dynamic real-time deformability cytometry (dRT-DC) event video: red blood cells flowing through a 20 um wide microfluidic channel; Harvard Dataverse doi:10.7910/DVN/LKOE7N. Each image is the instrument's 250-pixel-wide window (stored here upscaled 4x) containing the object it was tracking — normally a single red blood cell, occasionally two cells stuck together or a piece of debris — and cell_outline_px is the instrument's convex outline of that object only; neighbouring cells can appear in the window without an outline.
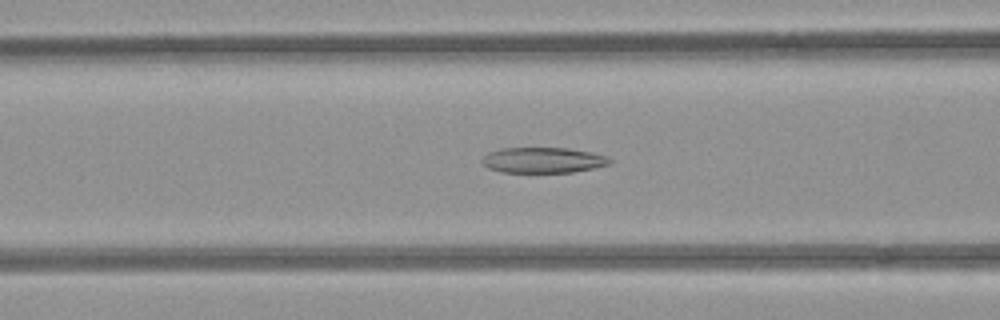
{"species": "common noctule bat (a hibernating species)", "species_latin": "Nyctalus noctula", "temperature_condition": "room temperature", "stored_images_in_passage": 52, "camera_frame_rate_fps": 3000, "um_per_image_px": 0.085, "animal": {"sex": "female", "body_mass_g": 21.9}, "frame": {"image": 1, "passage_image": 20, "time_ms": 6.333, "image_size_px": [1000, 320], "cell_outline_px": [[612, 160], [608, 164], [592, 168], [572, 172], [500, 172], [488, 168], [480, 160], [488, 152], [500, 148], [568, 148], [592, 152], [604, 156]], "centroid_in_image_um": [46.1, 13.6], "position_along_channel_um": 120.5, "area_um2": 18.9}}
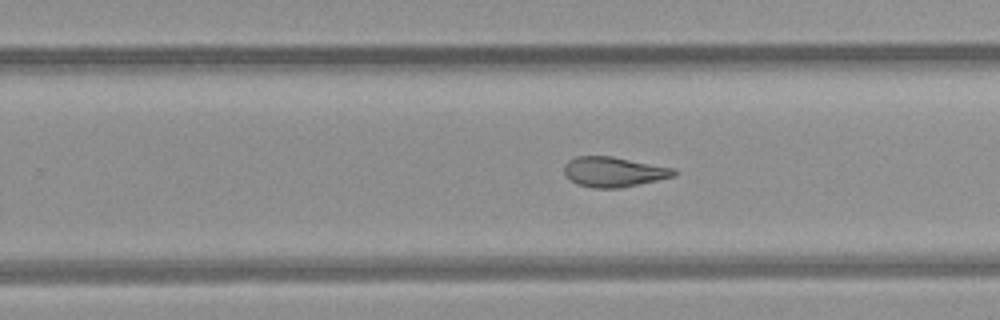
{"frame": {"image": 2, "passage_image": 32, "time_ms": 10.333, "image_size_px": [1000, 320], "cell_outline_px": [[680, 172], [676, 176], [620, 188], [592, 188], [576, 184], [564, 176], [564, 164], [568, 160], [576, 156], [612, 156], [676, 168]], "centroid_in_image_um": [52.18, 14.61], "position_along_channel_um": 277.6, "area_um2": 19.59}}
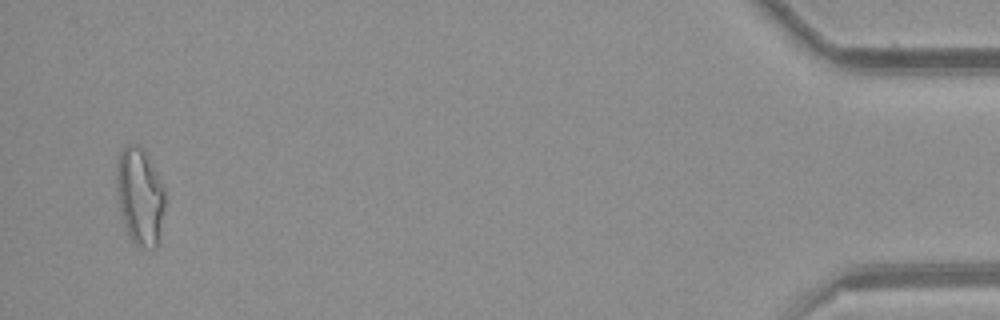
{"frame": {"image": 3, "passage_image": 50, "time_ms": 16.333, "image_size_px": [1000, 320], "cell_outline_px": [[164, 204], [160, 244], [156, 248], [140, 248], [132, 240], [124, 224], [120, 208], [116, 176], [120, 152], [128, 144], [136, 144], [144, 152], [164, 188]], "centroid_in_image_um": [11.91, 16.77], "position_along_channel_um": 423.3, "area_um2": 26.82}, "authors_computed_cell_mechanics": {"area_um2": 21.8195, "velocity_mm_per_s": 3.9255, "shape_relaxation_time_tau1_ms": null, "shape_relaxation_time_tau2_ms": 2.3876, "deformation_change_tau1": null, "deformation_change_tau2": 0.1031}}